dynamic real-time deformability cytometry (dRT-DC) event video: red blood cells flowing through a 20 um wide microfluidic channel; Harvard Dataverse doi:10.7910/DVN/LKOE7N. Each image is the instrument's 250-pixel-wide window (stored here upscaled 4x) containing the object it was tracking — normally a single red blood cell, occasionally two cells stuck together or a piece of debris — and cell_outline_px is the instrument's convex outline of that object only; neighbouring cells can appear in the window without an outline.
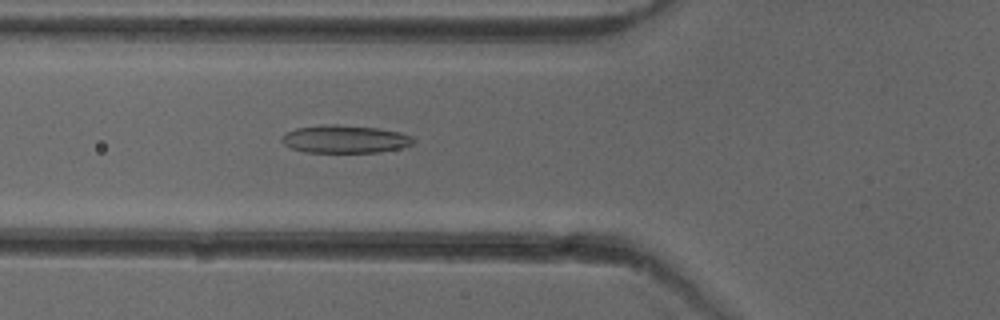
{"species": "common noctule bat (a hibernating species)", "species_latin": "Nyctalus noctula", "temperature_condition": "cold", "stored_images_in_passage": 36, "camera_frame_rate_fps": 3000, "um_per_image_px": 0.085, "animal": {"sex": "female"}, "frame": {"image": 1, "passage_image": 3, "time_ms": 0.667, "image_size_px": [1000, 320], "cell_outline_px": [[416, 140], [412, 144], [400, 148], [380, 152], [304, 152], [292, 148], [284, 144], [280, 140], [280, 136], [284, 132], [296, 128], [320, 124], [336, 124], [376, 128], [400, 132], [412, 136]], "centroid_in_image_um": [29.27, 11.81], "position_along_channel_um": 96.5, "area_um2": 21.56}}
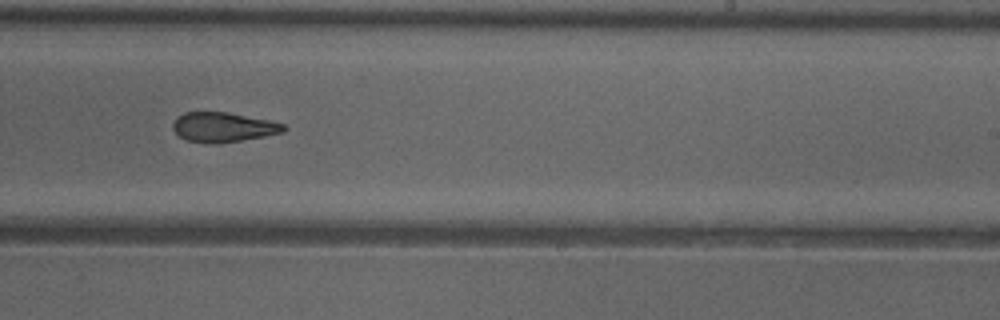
{"frame": {"image": 2, "passage_image": 16, "time_ms": 5.0, "image_size_px": [1000, 320], "cell_outline_px": [[288, 128], [284, 132], [264, 136], [220, 144], [204, 144], [184, 140], [172, 128], [172, 124], [176, 116], [184, 112], [228, 112], [268, 120], [284, 124]], "centroid_in_image_um": [18.94, 10.82], "position_along_channel_um": 270.1, "area_um2": 19.48}}
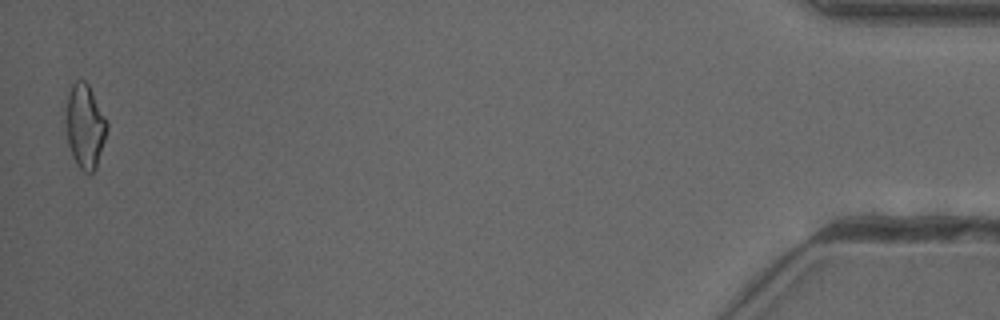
{"frame": {"image": 3, "passage_image": 35, "time_ms": 11.333, "image_size_px": [1000, 320], "cell_outline_px": [[108, 128], [96, 168], [88, 176], [76, 164], [72, 156], [68, 144], [64, 120], [64, 108], [68, 92], [72, 84], [76, 80], [84, 80], [88, 84], [108, 120]], "centroid_in_image_um": [7.19, 10.72], "position_along_channel_um": 428.0, "area_um2": 20.75}, "authors_computed_cell_mechanics": {"area_um2": 19.9699, "velocity_mm_per_s": 4.0023, "shape_relaxation_time_tau1_ms": null, "shape_relaxation_time_tau2_ms": 3.8415, "deformation_change_tau1": null, "deformation_change_tau2": 0.1271}}